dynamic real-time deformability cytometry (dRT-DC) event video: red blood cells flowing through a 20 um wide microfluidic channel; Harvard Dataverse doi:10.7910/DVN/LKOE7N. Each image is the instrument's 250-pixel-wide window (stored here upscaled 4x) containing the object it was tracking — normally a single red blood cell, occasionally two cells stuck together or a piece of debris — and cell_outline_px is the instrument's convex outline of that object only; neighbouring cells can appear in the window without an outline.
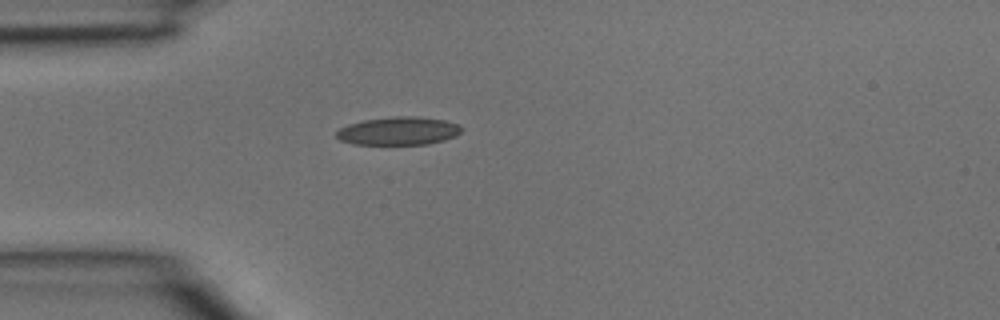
{"species": "common noctule bat (a hibernating species)", "species_latin": "Nyctalus noctula", "temperature_condition": "room temperature", "stored_images_in_passage": 1, "camera_frame_rate_fps": 3000, "um_per_image_px": 0.085, "animal": {"sex": "male", "body_mass_g": 15.6}, "frame": {"image": 1, "passage_image": 1, "time_ms": 0.0, "image_size_px": [1000, 320], "cell_outline_px": [[464, 128], [460, 132], [444, 140], [428, 144], [352, 144], [340, 140], [336, 136], [336, 132], [340, 128], [348, 124], [364, 120], [392, 116], [416, 116], [444, 120], [456, 124]], "centroid_in_image_um": [33.84, 11.12], "position_along_channel_um": 51.2, "area_um2": 20.4}}